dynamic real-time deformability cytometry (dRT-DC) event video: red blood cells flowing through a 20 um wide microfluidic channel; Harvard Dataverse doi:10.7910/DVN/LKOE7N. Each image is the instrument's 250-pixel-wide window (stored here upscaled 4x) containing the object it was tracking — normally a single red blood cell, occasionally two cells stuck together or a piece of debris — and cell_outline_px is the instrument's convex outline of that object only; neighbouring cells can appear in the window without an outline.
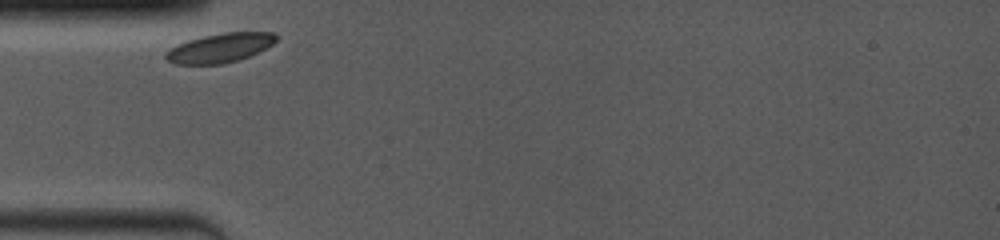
{"species": "common noctule bat (a hibernating species)", "species_latin": "Nyctalus noctula", "temperature_condition": "room temperature", "stored_images_in_passage": 39, "camera_frame_rate_fps": 4000, "um_per_image_px": 0.085, "animal": {"sex": "female", "body_mass_g": 19.0, "forearm_length_mm": 53.3}, "frame": {"image": 1, "passage_image": 1, "time_ms": 0.0, "image_size_px": [1000, 240], "cell_outline_px": [[280, 36], [272, 44], [248, 56], [236, 60], [220, 64], [176, 64], [168, 60], [164, 56], [164, 52], [176, 44], [188, 40], [204, 36], [224, 32], [276, 32]], "centroid_in_image_um": [18.68, 4.05], "position_along_channel_um": 66.3, "area_um2": 18.67}}
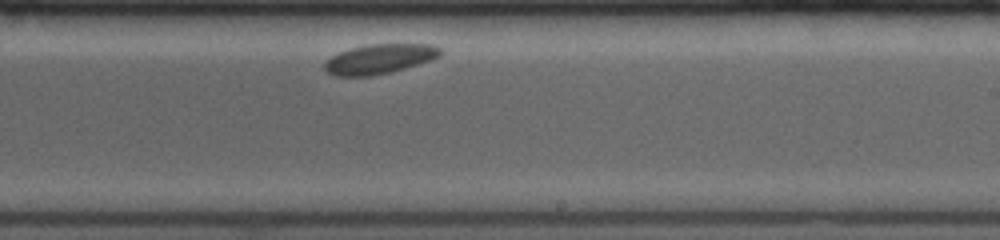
{"frame": {"image": 2, "passage_image": 23, "time_ms": 5.5, "image_size_px": [1000, 240], "cell_outline_px": [[444, 52], [440, 56], [432, 60], [404, 68], [372, 76], [336, 76], [328, 72], [324, 68], [324, 60], [340, 52], [352, 48], [372, 44], [432, 44], [440, 48]], "centroid_in_image_um": [32.28, 5.01], "position_along_channel_um": 256.7, "area_um2": 19.94}}
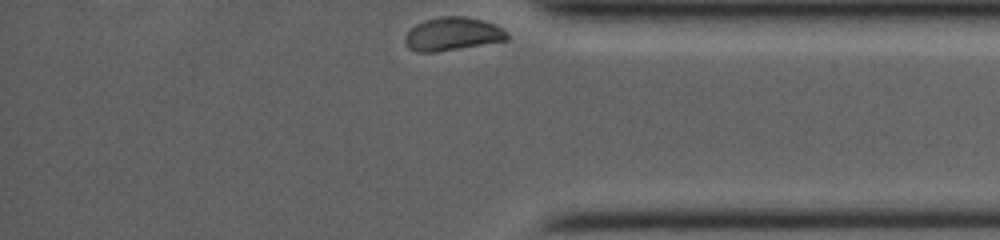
{"frame": {"image": 3, "passage_image": 39, "time_ms": 9.5, "image_size_px": [1000, 240], "cell_outline_px": [[508, 40], [436, 52], [416, 52], [408, 48], [404, 40], [404, 36], [416, 24], [424, 20], [440, 16], [464, 16], [484, 20], [496, 24], [508, 32]], "centroid_in_image_um": [38.47, 2.88], "position_along_channel_um": 396.7, "area_um2": 19.94}}